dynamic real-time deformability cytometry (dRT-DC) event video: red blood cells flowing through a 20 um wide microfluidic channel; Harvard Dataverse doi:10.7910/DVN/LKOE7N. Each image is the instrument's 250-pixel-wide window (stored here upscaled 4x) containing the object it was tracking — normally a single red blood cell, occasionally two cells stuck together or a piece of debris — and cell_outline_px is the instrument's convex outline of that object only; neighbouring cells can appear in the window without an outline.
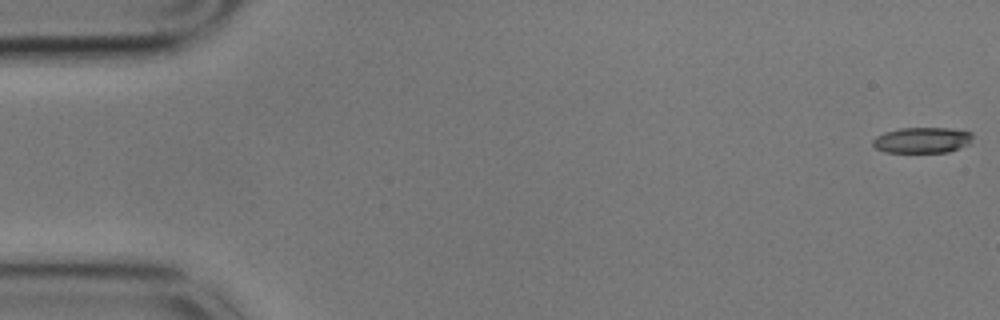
{"species": "common noctule bat (a hibernating species)", "species_latin": "Nyctalus noctula", "temperature_condition": "cold", "stored_images_in_passage": 9, "camera_frame_rate_fps": 3000, "um_per_image_px": 0.085, "animal": {"sex": "male", "body_mass_g": 17.9}, "frame": {"image": 1, "passage_image": 1, "time_ms": 0.0, "image_size_px": [1000, 320], "cell_outline_px": [[972, 136], [968, 144], [960, 148], [948, 152], [884, 152], [876, 148], [872, 144], [872, 140], [876, 136], [884, 132], [900, 128], [948, 128], [972, 132]], "centroid_in_image_um": [78.36, 11.91], "position_along_channel_um": 6.6, "area_um2": 14.97}}